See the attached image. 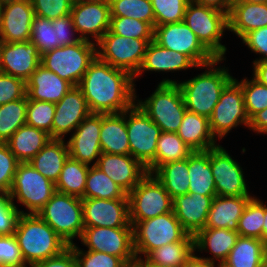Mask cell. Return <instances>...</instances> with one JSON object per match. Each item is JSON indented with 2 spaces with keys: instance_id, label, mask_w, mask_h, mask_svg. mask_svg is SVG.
<instances>
[{
  "instance_id": "6da1fadb",
  "label": "cell",
  "mask_w": 267,
  "mask_h": 267,
  "mask_svg": "<svg viewBox=\"0 0 267 267\" xmlns=\"http://www.w3.org/2000/svg\"><path fill=\"white\" fill-rule=\"evenodd\" d=\"M134 77L97 56L90 63L78 87L92 113H121L135 104Z\"/></svg>"
},
{
  "instance_id": "7a4b0ae2",
  "label": "cell",
  "mask_w": 267,
  "mask_h": 267,
  "mask_svg": "<svg viewBox=\"0 0 267 267\" xmlns=\"http://www.w3.org/2000/svg\"><path fill=\"white\" fill-rule=\"evenodd\" d=\"M224 60L226 58H216L210 63L201 65L200 68H205V71L191 79L177 82L175 79L164 78L159 83H177L186 109L209 119L222 90L234 78L225 65L221 66Z\"/></svg>"
},
{
  "instance_id": "3957f363",
  "label": "cell",
  "mask_w": 267,
  "mask_h": 267,
  "mask_svg": "<svg viewBox=\"0 0 267 267\" xmlns=\"http://www.w3.org/2000/svg\"><path fill=\"white\" fill-rule=\"evenodd\" d=\"M22 258L38 263L62 253L69 247L37 214H21L14 233Z\"/></svg>"
},
{
  "instance_id": "277c9868",
  "label": "cell",
  "mask_w": 267,
  "mask_h": 267,
  "mask_svg": "<svg viewBox=\"0 0 267 267\" xmlns=\"http://www.w3.org/2000/svg\"><path fill=\"white\" fill-rule=\"evenodd\" d=\"M135 103L162 132L176 133L187 110L177 83H159L155 91L144 101L136 94Z\"/></svg>"
},
{
  "instance_id": "5b68a950",
  "label": "cell",
  "mask_w": 267,
  "mask_h": 267,
  "mask_svg": "<svg viewBox=\"0 0 267 267\" xmlns=\"http://www.w3.org/2000/svg\"><path fill=\"white\" fill-rule=\"evenodd\" d=\"M37 215L70 246L73 239L82 235L83 206L82 199L56 191Z\"/></svg>"
},
{
  "instance_id": "8992f818",
  "label": "cell",
  "mask_w": 267,
  "mask_h": 267,
  "mask_svg": "<svg viewBox=\"0 0 267 267\" xmlns=\"http://www.w3.org/2000/svg\"><path fill=\"white\" fill-rule=\"evenodd\" d=\"M96 56V44L81 40L46 52L41 55L40 64L73 86H78Z\"/></svg>"
},
{
  "instance_id": "52a82bcc",
  "label": "cell",
  "mask_w": 267,
  "mask_h": 267,
  "mask_svg": "<svg viewBox=\"0 0 267 267\" xmlns=\"http://www.w3.org/2000/svg\"><path fill=\"white\" fill-rule=\"evenodd\" d=\"M188 236L173 211L139 221L133 226L136 257L143 259L156 248L184 241Z\"/></svg>"
},
{
  "instance_id": "ba28073f",
  "label": "cell",
  "mask_w": 267,
  "mask_h": 267,
  "mask_svg": "<svg viewBox=\"0 0 267 267\" xmlns=\"http://www.w3.org/2000/svg\"><path fill=\"white\" fill-rule=\"evenodd\" d=\"M183 21L216 58L226 57L221 38L228 30V14L190 0Z\"/></svg>"
},
{
  "instance_id": "9c48e42d",
  "label": "cell",
  "mask_w": 267,
  "mask_h": 267,
  "mask_svg": "<svg viewBox=\"0 0 267 267\" xmlns=\"http://www.w3.org/2000/svg\"><path fill=\"white\" fill-rule=\"evenodd\" d=\"M130 155L138 160L148 173L155 171V154L161 129L135 103L126 110Z\"/></svg>"
},
{
  "instance_id": "30bf717a",
  "label": "cell",
  "mask_w": 267,
  "mask_h": 267,
  "mask_svg": "<svg viewBox=\"0 0 267 267\" xmlns=\"http://www.w3.org/2000/svg\"><path fill=\"white\" fill-rule=\"evenodd\" d=\"M127 197L132 226L173 211V199L152 173H147Z\"/></svg>"
},
{
  "instance_id": "8fae6325",
  "label": "cell",
  "mask_w": 267,
  "mask_h": 267,
  "mask_svg": "<svg viewBox=\"0 0 267 267\" xmlns=\"http://www.w3.org/2000/svg\"><path fill=\"white\" fill-rule=\"evenodd\" d=\"M56 192L55 183L27 163H19L14 181L8 195L12 203L15 201L25 206L26 214H37Z\"/></svg>"
},
{
  "instance_id": "7c38bea8",
  "label": "cell",
  "mask_w": 267,
  "mask_h": 267,
  "mask_svg": "<svg viewBox=\"0 0 267 267\" xmlns=\"http://www.w3.org/2000/svg\"><path fill=\"white\" fill-rule=\"evenodd\" d=\"M151 41L153 39L119 36L108 30L96 43V54L100 60L125 70L134 77L143 63L147 45Z\"/></svg>"
},
{
  "instance_id": "4fadbf2b",
  "label": "cell",
  "mask_w": 267,
  "mask_h": 267,
  "mask_svg": "<svg viewBox=\"0 0 267 267\" xmlns=\"http://www.w3.org/2000/svg\"><path fill=\"white\" fill-rule=\"evenodd\" d=\"M243 124L249 127L250 119L246 113L241 85L235 77L222 90L219 101L209 118V127L216 140L225 138L232 128Z\"/></svg>"
},
{
  "instance_id": "5bb4252c",
  "label": "cell",
  "mask_w": 267,
  "mask_h": 267,
  "mask_svg": "<svg viewBox=\"0 0 267 267\" xmlns=\"http://www.w3.org/2000/svg\"><path fill=\"white\" fill-rule=\"evenodd\" d=\"M153 40L164 48L187 55L197 66L216 59L184 21L154 26Z\"/></svg>"
},
{
  "instance_id": "9a60e30c",
  "label": "cell",
  "mask_w": 267,
  "mask_h": 267,
  "mask_svg": "<svg viewBox=\"0 0 267 267\" xmlns=\"http://www.w3.org/2000/svg\"><path fill=\"white\" fill-rule=\"evenodd\" d=\"M79 240L87 250L120 257L127 264L137 261L133 228L85 227Z\"/></svg>"
},
{
  "instance_id": "2e32d148",
  "label": "cell",
  "mask_w": 267,
  "mask_h": 267,
  "mask_svg": "<svg viewBox=\"0 0 267 267\" xmlns=\"http://www.w3.org/2000/svg\"><path fill=\"white\" fill-rule=\"evenodd\" d=\"M209 162L217 196L251 195L240 163L222 145L209 149Z\"/></svg>"
},
{
  "instance_id": "e0dca14e",
  "label": "cell",
  "mask_w": 267,
  "mask_h": 267,
  "mask_svg": "<svg viewBox=\"0 0 267 267\" xmlns=\"http://www.w3.org/2000/svg\"><path fill=\"white\" fill-rule=\"evenodd\" d=\"M84 227L133 228L128 199L82 198Z\"/></svg>"
},
{
  "instance_id": "ac0fdd59",
  "label": "cell",
  "mask_w": 267,
  "mask_h": 267,
  "mask_svg": "<svg viewBox=\"0 0 267 267\" xmlns=\"http://www.w3.org/2000/svg\"><path fill=\"white\" fill-rule=\"evenodd\" d=\"M70 14L79 33L78 36L82 40L96 44L109 30L111 17L109 2L74 0Z\"/></svg>"
},
{
  "instance_id": "d6986e66",
  "label": "cell",
  "mask_w": 267,
  "mask_h": 267,
  "mask_svg": "<svg viewBox=\"0 0 267 267\" xmlns=\"http://www.w3.org/2000/svg\"><path fill=\"white\" fill-rule=\"evenodd\" d=\"M101 113H91L73 131L67 141L69 157L96 165L102 153L100 146Z\"/></svg>"
},
{
  "instance_id": "ffe728a7",
  "label": "cell",
  "mask_w": 267,
  "mask_h": 267,
  "mask_svg": "<svg viewBox=\"0 0 267 267\" xmlns=\"http://www.w3.org/2000/svg\"><path fill=\"white\" fill-rule=\"evenodd\" d=\"M91 113L81 89L78 86H73L55 104L52 139H64L67 134L71 135L77 126Z\"/></svg>"
},
{
  "instance_id": "44dd1931",
  "label": "cell",
  "mask_w": 267,
  "mask_h": 267,
  "mask_svg": "<svg viewBox=\"0 0 267 267\" xmlns=\"http://www.w3.org/2000/svg\"><path fill=\"white\" fill-rule=\"evenodd\" d=\"M34 17L31 0H21L2 6L0 40L7 43L30 41Z\"/></svg>"
},
{
  "instance_id": "7402d4cb",
  "label": "cell",
  "mask_w": 267,
  "mask_h": 267,
  "mask_svg": "<svg viewBox=\"0 0 267 267\" xmlns=\"http://www.w3.org/2000/svg\"><path fill=\"white\" fill-rule=\"evenodd\" d=\"M40 62L41 55L32 42H2V73L22 79L26 83Z\"/></svg>"
},
{
  "instance_id": "603a6c76",
  "label": "cell",
  "mask_w": 267,
  "mask_h": 267,
  "mask_svg": "<svg viewBox=\"0 0 267 267\" xmlns=\"http://www.w3.org/2000/svg\"><path fill=\"white\" fill-rule=\"evenodd\" d=\"M119 185L127 194L148 173L133 156L101 153L95 165Z\"/></svg>"
},
{
  "instance_id": "cb8c5ba5",
  "label": "cell",
  "mask_w": 267,
  "mask_h": 267,
  "mask_svg": "<svg viewBox=\"0 0 267 267\" xmlns=\"http://www.w3.org/2000/svg\"><path fill=\"white\" fill-rule=\"evenodd\" d=\"M214 197L188 193L173 198V212L189 235L195 236L204 229Z\"/></svg>"
},
{
  "instance_id": "d4e9b609",
  "label": "cell",
  "mask_w": 267,
  "mask_h": 267,
  "mask_svg": "<svg viewBox=\"0 0 267 267\" xmlns=\"http://www.w3.org/2000/svg\"><path fill=\"white\" fill-rule=\"evenodd\" d=\"M189 68H200L187 55L158 45L154 40L149 42L146 48L143 63L134 76V82L141 78L142 73L186 71Z\"/></svg>"
},
{
  "instance_id": "484cf974",
  "label": "cell",
  "mask_w": 267,
  "mask_h": 267,
  "mask_svg": "<svg viewBox=\"0 0 267 267\" xmlns=\"http://www.w3.org/2000/svg\"><path fill=\"white\" fill-rule=\"evenodd\" d=\"M72 87L71 83L40 64L26 82V96L30 100L56 104Z\"/></svg>"
},
{
  "instance_id": "4316f807",
  "label": "cell",
  "mask_w": 267,
  "mask_h": 267,
  "mask_svg": "<svg viewBox=\"0 0 267 267\" xmlns=\"http://www.w3.org/2000/svg\"><path fill=\"white\" fill-rule=\"evenodd\" d=\"M252 197V195L215 196L204 228H224L237 231L238 220Z\"/></svg>"
},
{
  "instance_id": "83f0119b",
  "label": "cell",
  "mask_w": 267,
  "mask_h": 267,
  "mask_svg": "<svg viewBox=\"0 0 267 267\" xmlns=\"http://www.w3.org/2000/svg\"><path fill=\"white\" fill-rule=\"evenodd\" d=\"M267 27V3L234 2L228 14V31L238 38Z\"/></svg>"
},
{
  "instance_id": "f1b7e54d",
  "label": "cell",
  "mask_w": 267,
  "mask_h": 267,
  "mask_svg": "<svg viewBox=\"0 0 267 267\" xmlns=\"http://www.w3.org/2000/svg\"><path fill=\"white\" fill-rule=\"evenodd\" d=\"M100 146L103 153L130 154L126 110L121 113H101Z\"/></svg>"
},
{
  "instance_id": "f546056e",
  "label": "cell",
  "mask_w": 267,
  "mask_h": 267,
  "mask_svg": "<svg viewBox=\"0 0 267 267\" xmlns=\"http://www.w3.org/2000/svg\"><path fill=\"white\" fill-rule=\"evenodd\" d=\"M238 237L237 231L224 228H204L194 236L195 252H209L212 257L202 256V258L213 262L218 261V263L224 262L235 246Z\"/></svg>"
},
{
  "instance_id": "4dcf8cb0",
  "label": "cell",
  "mask_w": 267,
  "mask_h": 267,
  "mask_svg": "<svg viewBox=\"0 0 267 267\" xmlns=\"http://www.w3.org/2000/svg\"><path fill=\"white\" fill-rule=\"evenodd\" d=\"M176 133L193 151H207L218 145L210 131L209 119L188 110Z\"/></svg>"
},
{
  "instance_id": "1f68e13d",
  "label": "cell",
  "mask_w": 267,
  "mask_h": 267,
  "mask_svg": "<svg viewBox=\"0 0 267 267\" xmlns=\"http://www.w3.org/2000/svg\"><path fill=\"white\" fill-rule=\"evenodd\" d=\"M68 157L65 139H51L29 163L44 177L56 183Z\"/></svg>"
},
{
  "instance_id": "d6a6232c",
  "label": "cell",
  "mask_w": 267,
  "mask_h": 267,
  "mask_svg": "<svg viewBox=\"0 0 267 267\" xmlns=\"http://www.w3.org/2000/svg\"><path fill=\"white\" fill-rule=\"evenodd\" d=\"M50 134L28 124L21 126L6 142L20 163L29 162L50 140Z\"/></svg>"
},
{
  "instance_id": "836d02e7",
  "label": "cell",
  "mask_w": 267,
  "mask_h": 267,
  "mask_svg": "<svg viewBox=\"0 0 267 267\" xmlns=\"http://www.w3.org/2000/svg\"><path fill=\"white\" fill-rule=\"evenodd\" d=\"M188 193L217 196L214 177L209 162V150L194 151L188 157Z\"/></svg>"
},
{
  "instance_id": "e575fe53",
  "label": "cell",
  "mask_w": 267,
  "mask_h": 267,
  "mask_svg": "<svg viewBox=\"0 0 267 267\" xmlns=\"http://www.w3.org/2000/svg\"><path fill=\"white\" fill-rule=\"evenodd\" d=\"M195 252V240L189 235L184 241L166 244L151 251L144 259L160 267H183Z\"/></svg>"
},
{
  "instance_id": "d590c367",
  "label": "cell",
  "mask_w": 267,
  "mask_h": 267,
  "mask_svg": "<svg viewBox=\"0 0 267 267\" xmlns=\"http://www.w3.org/2000/svg\"><path fill=\"white\" fill-rule=\"evenodd\" d=\"M152 174L162 183L172 199L188 194V158L160 165Z\"/></svg>"
},
{
  "instance_id": "8d00e7d4",
  "label": "cell",
  "mask_w": 267,
  "mask_h": 267,
  "mask_svg": "<svg viewBox=\"0 0 267 267\" xmlns=\"http://www.w3.org/2000/svg\"><path fill=\"white\" fill-rule=\"evenodd\" d=\"M89 167L90 165L68 157L55 183L56 191L82 199Z\"/></svg>"
},
{
  "instance_id": "74e56055",
  "label": "cell",
  "mask_w": 267,
  "mask_h": 267,
  "mask_svg": "<svg viewBox=\"0 0 267 267\" xmlns=\"http://www.w3.org/2000/svg\"><path fill=\"white\" fill-rule=\"evenodd\" d=\"M265 245L262 240L239 236L224 262L231 267H262Z\"/></svg>"
},
{
  "instance_id": "f35d334b",
  "label": "cell",
  "mask_w": 267,
  "mask_h": 267,
  "mask_svg": "<svg viewBox=\"0 0 267 267\" xmlns=\"http://www.w3.org/2000/svg\"><path fill=\"white\" fill-rule=\"evenodd\" d=\"M83 198L128 199L127 193L95 165L89 167Z\"/></svg>"
},
{
  "instance_id": "ab89813d",
  "label": "cell",
  "mask_w": 267,
  "mask_h": 267,
  "mask_svg": "<svg viewBox=\"0 0 267 267\" xmlns=\"http://www.w3.org/2000/svg\"><path fill=\"white\" fill-rule=\"evenodd\" d=\"M194 151L174 132H161L155 154V170L163 164L188 158Z\"/></svg>"
},
{
  "instance_id": "60d3db41",
  "label": "cell",
  "mask_w": 267,
  "mask_h": 267,
  "mask_svg": "<svg viewBox=\"0 0 267 267\" xmlns=\"http://www.w3.org/2000/svg\"><path fill=\"white\" fill-rule=\"evenodd\" d=\"M27 96L19 100L0 105V143H6L10 137L26 124Z\"/></svg>"
},
{
  "instance_id": "b9f144b4",
  "label": "cell",
  "mask_w": 267,
  "mask_h": 267,
  "mask_svg": "<svg viewBox=\"0 0 267 267\" xmlns=\"http://www.w3.org/2000/svg\"><path fill=\"white\" fill-rule=\"evenodd\" d=\"M254 196L246 204L242 216L238 220L237 232L242 237L262 240L264 203Z\"/></svg>"
},
{
  "instance_id": "7bdbcfd3",
  "label": "cell",
  "mask_w": 267,
  "mask_h": 267,
  "mask_svg": "<svg viewBox=\"0 0 267 267\" xmlns=\"http://www.w3.org/2000/svg\"><path fill=\"white\" fill-rule=\"evenodd\" d=\"M110 16L134 18L148 22L153 28L155 16L150 0H110Z\"/></svg>"
},
{
  "instance_id": "ee69618b",
  "label": "cell",
  "mask_w": 267,
  "mask_h": 267,
  "mask_svg": "<svg viewBox=\"0 0 267 267\" xmlns=\"http://www.w3.org/2000/svg\"><path fill=\"white\" fill-rule=\"evenodd\" d=\"M109 31L123 37L153 39L154 28L148 22L138 19L111 16Z\"/></svg>"
},
{
  "instance_id": "f6af8a7d",
  "label": "cell",
  "mask_w": 267,
  "mask_h": 267,
  "mask_svg": "<svg viewBox=\"0 0 267 267\" xmlns=\"http://www.w3.org/2000/svg\"><path fill=\"white\" fill-rule=\"evenodd\" d=\"M251 79V80H250ZM235 80L241 85L246 113L251 119L256 113L267 108V86L260 84L253 77Z\"/></svg>"
},
{
  "instance_id": "bcb514c9",
  "label": "cell",
  "mask_w": 267,
  "mask_h": 267,
  "mask_svg": "<svg viewBox=\"0 0 267 267\" xmlns=\"http://www.w3.org/2000/svg\"><path fill=\"white\" fill-rule=\"evenodd\" d=\"M54 114V103L27 98L26 124L45 131L51 138Z\"/></svg>"
},
{
  "instance_id": "7dc6e473",
  "label": "cell",
  "mask_w": 267,
  "mask_h": 267,
  "mask_svg": "<svg viewBox=\"0 0 267 267\" xmlns=\"http://www.w3.org/2000/svg\"><path fill=\"white\" fill-rule=\"evenodd\" d=\"M30 42L37 47L40 55L57 48L56 27H53L52 20L35 15Z\"/></svg>"
},
{
  "instance_id": "c3c4849f",
  "label": "cell",
  "mask_w": 267,
  "mask_h": 267,
  "mask_svg": "<svg viewBox=\"0 0 267 267\" xmlns=\"http://www.w3.org/2000/svg\"><path fill=\"white\" fill-rule=\"evenodd\" d=\"M189 1L190 0H150L155 16V26L182 22Z\"/></svg>"
},
{
  "instance_id": "681fc988",
  "label": "cell",
  "mask_w": 267,
  "mask_h": 267,
  "mask_svg": "<svg viewBox=\"0 0 267 267\" xmlns=\"http://www.w3.org/2000/svg\"><path fill=\"white\" fill-rule=\"evenodd\" d=\"M75 253L77 267H125L127 263L120 257L107 253L84 250L75 243L70 245Z\"/></svg>"
},
{
  "instance_id": "f907efd6",
  "label": "cell",
  "mask_w": 267,
  "mask_h": 267,
  "mask_svg": "<svg viewBox=\"0 0 267 267\" xmlns=\"http://www.w3.org/2000/svg\"><path fill=\"white\" fill-rule=\"evenodd\" d=\"M21 214L26 212L14 205L7 193H0V235H14Z\"/></svg>"
},
{
  "instance_id": "816d5d0a",
  "label": "cell",
  "mask_w": 267,
  "mask_h": 267,
  "mask_svg": "<svg viewBox=\"0 0 267 267\" xmlns=\"http://www.w3.org/2000/svg\"><path fill=\"white\" fill-rule=\"evenodd\" d=\"M19 161L6 143H0V193H9Z\"/></svg>"
},
{
  "instance_id": "f5cc1de1",
  "label": "cell",
  "mask_w": 267,
  "mask_h": 267,
  "mask_svg": "<svg viewBox=\"0 0 267 267\" xmlns=\"http://www.w3.org/2000/svg\"><path fill=\"white\" fill-rule=\"evenodd\" d=\"M74 0H31L35 15L55 20L71 13Z\"/></svg>"
},
{
  "instance_id": "db71d44e",
  "label": "cell",
  "mask_w": 267,
  "mask_h": 267,
  "mask_svg": "<svg viewBox=\"0 0 267 267\" xmlns=\"http://www.w3.org/2000/svg\"><path fill=\"white\" fill-rule=\"evenodd\" d=\"M26 95V83L19 78L0 72V105L19 100Z\"/></svg>"
},
{
  "instance_id": "11a10c76",
  "label": "cell",
  "mask_w": 267,
  "mask_h": 267,
  "mask_svg": "<svg viewBox=\"0 0 267 267\" xmlns=\"http://www.w3.org/2000/svg\"><path fill=\"white\" fill-rule=\"evenodd\" d=\"M25 261L14 235H0V267L20 265Z\"/></svg>"
},
{
  "instance_id": "9f6ffc18",
  "label": "cell",
  "mask_w": 267,
  "mask_h": 267,
  "mask_svg": "<svg viewBox=\"0 0 267 267\" xmlns=\"http://www.w3.org/2000/svg\"><path fill=\"white\" fill-rule=\"evenodd\" d=\"M53 27H56L57 47L75 44L82 39L77 34L71 14L52 20Z\"/></svg>"
},
{
  "instance_id": "6f0895ef",
  "label": "cell",
  "mask_w": 267,
  "mask_h": 267,
  "mask_svg": "<svg viewBox=\"0 0 267 267\" xmlns=\"http://www.w3.org/2000/svg\"><path fill=\"white\" fill-rule=\"evenodd\" d=\"M240 40L255 54L261 55L252 62L267 60V27H262L246 33Z\"/></svg>"
},
{
  "instance_id": "680465c9",
  "label": "cell",
  "mask_w": 267,
  "mask_h": 267,
  "mask_svg": "<svg viewBox=\"0 0 267 267\" xmlns=\"http://www.w3.org/2000/svg\"><path fill=\"white\" fill-rule=\"evenodd\" d=\"M36 267H77L74 250L69 246L59 255L36 263Z\"/></svg>"
},
{
  "instance_id": "91938a15",
  "label": "cell",
  "mask_w": 267,
  "mask_h": 267,
  "mask_svg": "<svg viewBox=\"0 0 267 267\" xmlns=\"http://www.w3.org/2000/svg\"><path fill=\"white\" fill-rule=\"evenodd\" d=\"M255 133L267 135V108L256 113L251 119L248 127Z\"/></svg>"
},
{
  "instance_id": "94428289",
  "label": "cell",
  "mask_w": 267,
  "mask_h": 267,
  "mask_svg": "<svg viewBox=\"0 0 267 267\" xmlns=\"http://www.w3.org/2000/svg\"><path fill=\"white\" fill-rule=\"evenodd\" d=\"M191 1L204 5L206 7L216 9L226 14H229L232 6L230 0H191Z\"/></svg>"
},
{
  "instance_id": "6125c7cd",
  "label": "cell",
  "mask_w": 267,
  "mask_h": 267,
  "mask_svg": "<svg viewBox=\"0 0 267 267\" xmlns=\"http://www.w3.org/2000/svg\"><path fill=\"white\" fill-rule=\"evenodd\" d=\"M253 78L260 84L267 86V60L260 62H252Z\"/></svg>"
},
{
  "instance_id": "be15d7a7",
  "label": "cell",
  "mask_w": 267,
  "mask_h": 267,
  "mask_svg": "<svg viewBox=\"0 0 267 267\" xmlns=\"http://www.w3.org/2000/svg\"><path fill=\"white\" fill-rule=\"evenodd\" d=\"M217 267L216 262L204 259L194 252L183 267Z\"/></svg>"
},
{
  "instance_id": "e7e4bbea",
  "label": "cell",
  "mask_w": 267,
  "mask_h": 267,
  "mask_svg": "<svg viewBox=\"0 0 267 267\" xmlns=\"http://www.w3.org/2000/svg\"><path fill=\"white\" fill-rule=\"evenodd\" d=\"M262 241L267 244V204L264 203V224L262 229Z\"/></svg>"
},
{
  "instance_id": "03108f58",
  "label": "cell",
  "mask_w": 267,
  "mask_h": 267,
  "mask_svg": "<svg viewBox=\"0 0 267 267\" xmlns=\"http://www.w3.org/2000/svg\"><path fill=\"white\" fill-rule=\"evenodd\" d=\"M141 267H160L149 264L144 258L143 259H137L136 261Z\"/></svg>"
},
{
  "instance_id": "003e7915",
  "label": "cell",
  "mask_w": 267,
  "mask_h": 267,
  "mask_svg": "<svg viewBox=\"0 0 267 267\" xmlns=\"http://www.w3.org/2000/svg\"><path fill=\"white\" fill-rule=\"evenodd\" d=\"M5 267H36L35 263H28V262H24L20 265H13V266H5Z\"/></svg>"
},
{
  "instance_id": "a7ac6f4b",
  "label": "cell",
  "mask_w": 267,
  "mask_h": 267,
  "mask_svg": "<svg viewBox=\"0 0 267 267\" xmlns=\"http://www.w3.org/2000/svg\"><path fill=\"white\" fill-rule=\"evenodd\" d=\"M262 267H267V244L265 245V248L263 251Z\"/></svg>"
},
{
  "instance_id": "89a4df30",
  "label": "cell",
  "mask_w": 267,
  "mask_h": 267,
  "mask_svg": "<svg viewBox=\"0 0 267 267\" xmlns=\"http://www.w3.org/2000/svg\"><path fill=\"white\" fill-rule=\"evenodd\" d=\"M237 2H247V3H267V0H238Z\"/></svg>"
},
{
  "instance_id": "2644e50d",
  "label": "cell",
  "mask_w": 267,
  "mask_h": 267,
  "mask_svg": "<svg viewBox=\"0 0 267 267\" xmlns=\"http://www.w3.org/2000/svg\"><path fill=\"white\" fill-rule=\"evenodd\" d=\"M17 1H21V0H0V5L4 6L13 2H17Z\"/></svg>"
},
{
  "instance_id": "8c879c8a",
  "label": "cell",
  "mask_w": 267,
  "mask_h": 267,
  "mask_svg": "<svg viewBox=\"0 0 267 267\" xmlns=\"http://www.w3.org/2000/svg\"><path fill=\"white\" fill-rule=\"evenodd\" d=\"M217 267H231L230 265L226 264L225 262H217Z\"/></svg>"
},
{
  "instance_id": "753ad0ef",
  "label": "cell",
  "mask_w": 267,
  "mask_h": 267,
  "mask_svg": "<svg viewBox=\"0 0 267 267\" xmlns=\"http://www.w3.org/2000/svg\"><path fill=\"white\" fill-rule=\"evenodd\" d=\"M125 267H141L137 262H134L132 264H127Z\"/></svg>"
},
{
  "instance_id": "34e18365",
  "label": "cell",
  "mask_w": 267,
  "mask_h": 267,
  "mask_svg": "<svg viewBox=\"0 0 267 267\" xmlns=\"http://www.w3.org/2000/svg\"><path fill=\"white\" fill-rule=\"evenodd\" d=\"M75 1H95V2H109L110 0H75Z\"/></svg>"
},
{
  "instance_id": "11e5206c",
  "label": "cell",
  "mask_w": 267,
  "mask_h": 267,
  "mask_svg": "<svg viewBox=\"0 0 267 267\" xmlns=\"http://www.w3.org/2000/svg\"><path fill=\"white\" fill-rule=\"evenodd\" d=\"M2 41L0 40V72H1Z\"/></svg>"
},
{
  "instance_id": "2a66077c",
  "label": "cell",
  "mask_w": 267,
  "mask_h": 267,
  "mask_svg": "<svg viewBox=\"0 0 267 267\" xmlns=\"http://www.w3.org/2000/svg\"><path fill=\"white\" fill-rule=\"evenodd\" d=\"M238 0H230V2L233 4L234 2H237Z\"/></svg>"
}]
</instances>
